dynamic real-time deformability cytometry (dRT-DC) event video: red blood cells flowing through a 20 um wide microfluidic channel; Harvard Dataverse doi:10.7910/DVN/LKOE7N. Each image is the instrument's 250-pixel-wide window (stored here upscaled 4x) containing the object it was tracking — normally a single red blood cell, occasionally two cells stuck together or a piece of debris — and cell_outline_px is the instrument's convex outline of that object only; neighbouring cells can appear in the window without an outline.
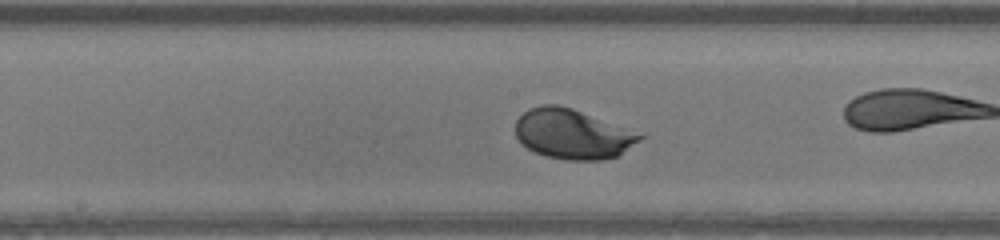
{"species": "human", "species_latin": "Homo sapiens", "temperature_condition": "warm", "stored_images_in_passage": 32, "camera_frame_rate_fps": 3000, "um_per_image_px": 0.085, "donor": {"sex": "male"}, "frame": {"image": 1, "passage_image": 19, "time_ms": 6.0, "image_size_px": [1000, 240], "cell_outline_px": [[644, 136], [640, 140], [616, 156], [600, 160], [564, 160], [544, 156], [528, 148], [516, 136], [516, 120], [528, 108], [540, 104], [556, 104], [572, 108]], "centroid_in_image_um": [48.59, 11.39], "position_along_channel_um": 199.6, "area_um2": 35.43}, "authors_computed_cell_mechanics": {"area_um2": 36.2406, "velocity_mm_per_s": 4.4271, "shape_relaxation_time_tau1_ms": 1.8908, "shape_relaxation_time_tau2_ms": null, "deformation_change_tau1": 0.1784, "deformation_change_tau2": null}}